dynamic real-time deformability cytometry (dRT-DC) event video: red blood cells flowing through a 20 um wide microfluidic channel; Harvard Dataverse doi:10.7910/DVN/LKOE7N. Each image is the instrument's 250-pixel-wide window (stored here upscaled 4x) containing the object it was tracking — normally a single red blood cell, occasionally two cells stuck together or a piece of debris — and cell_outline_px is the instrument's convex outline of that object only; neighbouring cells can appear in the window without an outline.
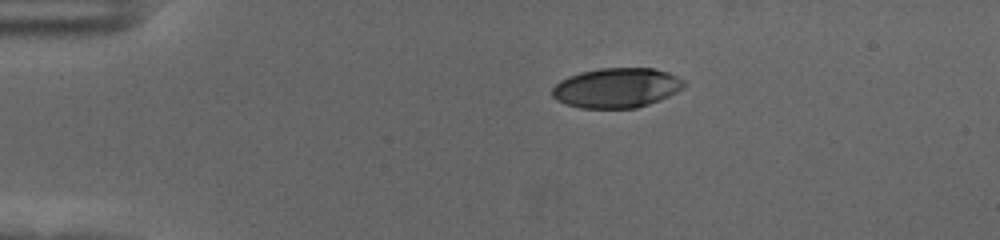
{"species": "human", "species_latin": "Homo sapiens", "temperature_condition": "cold", "stored_images_in_passage": 46, "camera_frame_rate_fps": 3000, "um_per_image_px": 0.085, "donor": {"sex": "female"}, "frame": {"image": 1, "passage_image": 1, "time_ms": 0.0, "image_size_px": [1000, 240], "cell_outline_px": [[688, 84], [684, 88], [660, 100], [636, 108], [580, 108], [564, 104], [556, 100], [552, 96], [552, 88], [560, 80], [568, 76], [580, 72], [600, 68], [652, 68], [668, 72], [684, 80]], "centroid_in_image_um": [52.41, 7.47], "position_along_channel_um": 32.6, "area_um2": 30.81}}
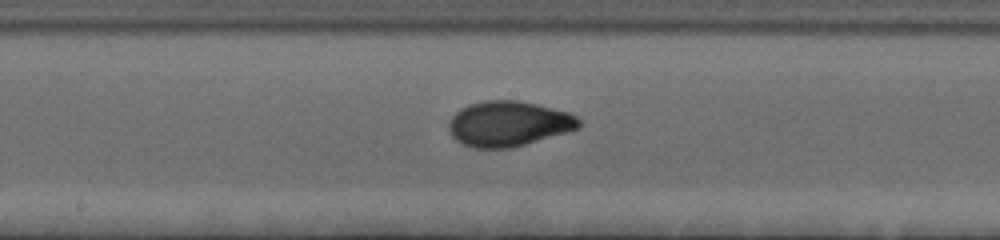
{"frame": {"image": 2, "passage_image": 20, "time_ms": 6.333, "image_size_px": [1000, 240], "cell_outline_px": [[584, 124], [580, 128], [568, 132], [512, 148], [472, 148], [460, 144], [452, 136], [448, 128], [448, 124], [452, 116], [460, 108], [484, 100], [516, 100], [536, 104], [572, 112], [584, 120]], "centroid_in_image_um": [43.29, 10.52], "position_along_channel_um": 204.9, "area_um2": 34.91}}
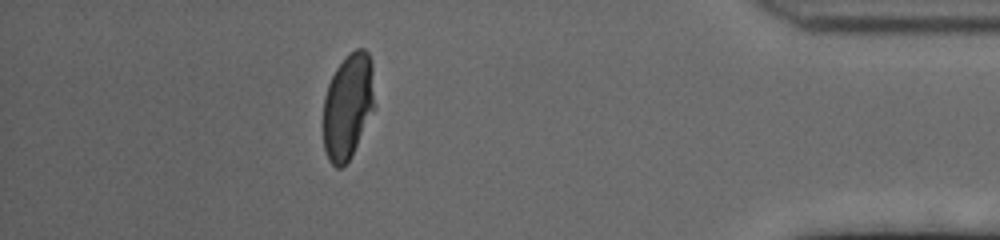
{"frame": {"image": 3, "passage_image": 40, "time_ms": 13.0, "image_size_px": [1000, 240], "cell_outline_px": [[376, 108], [348, 160], [340, 168], [336, 168], [328, 160], [324, 148], [324, 96], [328, 84], [336, 68], [356, 48], [364, 48], [368, 52], [372, 64]], "centroid_in_image_um": [29.6, 9.02], "position_along_channel_um": 405.6, "area_um2": 31.62}, "authors_computed_cell_mechanics": {"area_um2": 32.9171, "velocity_mm_per_s": 3.6175, "shape_relaxation_time_tau1_ms": 5.2785, "shape_relaxation_time_tau2_ms": 0.9392, "deformation_change_tau1": 0.2076, "deformation_change_tau2": 0.0393}}